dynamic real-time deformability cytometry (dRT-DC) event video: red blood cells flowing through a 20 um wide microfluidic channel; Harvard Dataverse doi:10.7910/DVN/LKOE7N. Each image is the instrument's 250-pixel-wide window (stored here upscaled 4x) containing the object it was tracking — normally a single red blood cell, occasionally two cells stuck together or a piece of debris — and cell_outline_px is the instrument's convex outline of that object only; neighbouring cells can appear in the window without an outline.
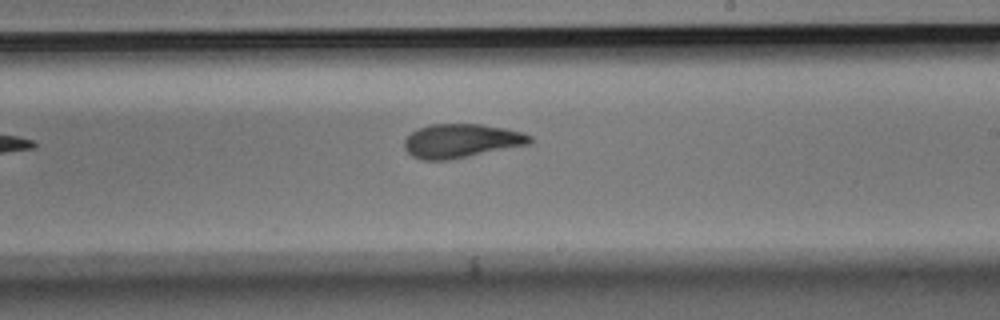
{"species": "Egyptian fruit bat (a non-hibernating species)", "species_latin": "Rousettus aegyptiacus", "temperature_condition": "room temperature", "stored_images_in_passage": 9, "camera_frame_rate_fps": 3000, "um_per_image_px": 0.085, "animal": {"sex": "male"}, "frame": {"image": 1, "passage_image": 9, "time_ms": 2.667, "image_size_px": [1000, 320], "cell_outline_px": [[532, 140], [528, 144], [448, 160], [420, 160], [412, 156], [404, 148], [404, 140], [412, 132], [420, 128], [432, 124], [480, 124], [504, 128], [520, 132], [532, 136]], "centroid_in_image_um": [39.17, 11.97], "position_along_channel_um": 249.8, "area_um2": 24.45}}